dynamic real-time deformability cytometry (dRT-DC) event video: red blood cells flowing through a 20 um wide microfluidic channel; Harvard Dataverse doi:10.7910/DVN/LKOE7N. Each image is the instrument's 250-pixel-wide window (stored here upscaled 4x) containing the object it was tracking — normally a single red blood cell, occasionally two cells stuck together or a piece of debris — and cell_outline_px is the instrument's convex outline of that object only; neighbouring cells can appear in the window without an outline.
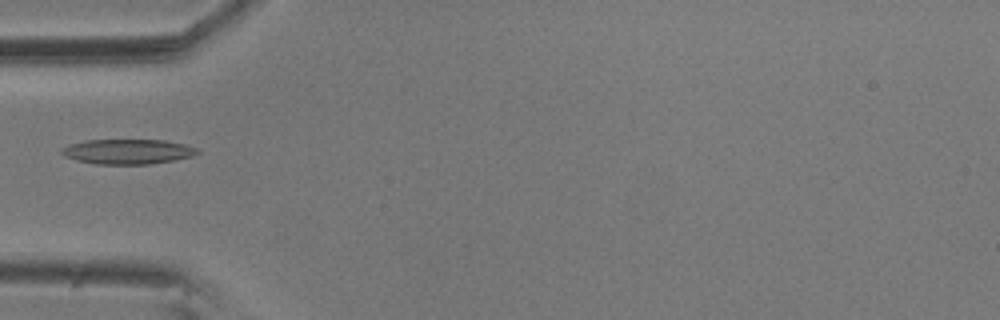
{"species": "common noctule bat (a hibernating species)", "species_latin": "Nyctalus noctula", "temperature_condition": "room temperature", "stored_images_in_passage": 8, "camera_frame_rate_fps": 3000, "um_per_image_px": 0.085, "animal": {"sex": "male", "body_mass_g": 20.5, "forearm_length_mm": 52.5}, "frame": {"image": 1, "passage_image": 5, "time_ms": 1.333, "image_size_px": [1000, 320], "cell_outline_px": [[200, 152], [192, 156], [176, 160], [148, 164], [96, 164], [76, 160], [64, 156], [60, 152], [60, 148], [68, 144], [84, 140], [164, 140], [184, 144], [196, 148]], "centroid_in_image_um": [10.81, 12.88], "position_along_channel_um": 74.2, "area_um2": 19.83}}
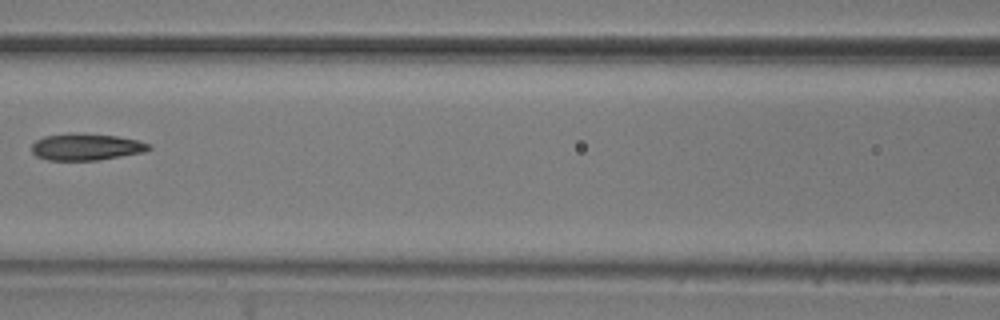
{"frame": {"image": 2, "passage_image": 7, "time_ms": 2.0, "image_size_px": [1000, 320], "cell_outline_px": [[152, 148], [144, 152], [96, 160], [48, 160], [36, 156], [32, 152], [32, 144], [36, 140], [44, 136], [68, 132], [72, 132], [116, 136], [136, 140], [152, 144]], "centroid_in_image_um": [7.3, 12.47], "position_along_channel_um": 159.3, "area_um2": 18.32}}
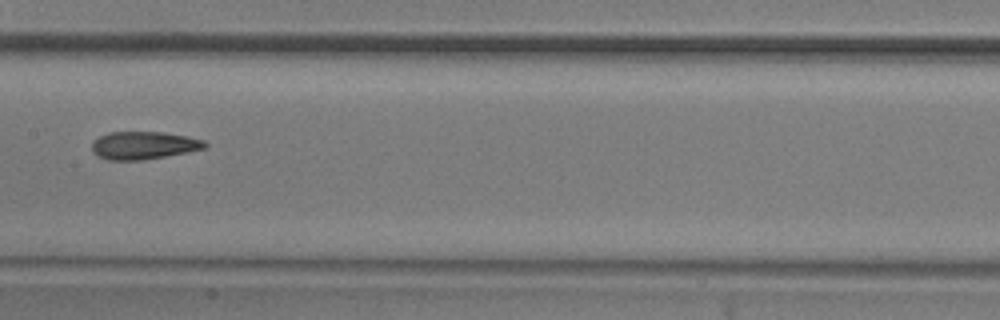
{"frame": {"image": 3, "passage_image": 8, "time_ms": 2.333, "image_size_px": [1000, 320], "cell_outline_px": [[208, 148], [164, 156], [140, 160], [108, 160], [92, 152], [92, 144], [100, 136], [108, 132], [164, 132], [204, 140], [208, 144]], "centroid_in_image_um": [12.23, 12.35], "position_along_channel_um": 195.2, "area_um2": 18.09}}